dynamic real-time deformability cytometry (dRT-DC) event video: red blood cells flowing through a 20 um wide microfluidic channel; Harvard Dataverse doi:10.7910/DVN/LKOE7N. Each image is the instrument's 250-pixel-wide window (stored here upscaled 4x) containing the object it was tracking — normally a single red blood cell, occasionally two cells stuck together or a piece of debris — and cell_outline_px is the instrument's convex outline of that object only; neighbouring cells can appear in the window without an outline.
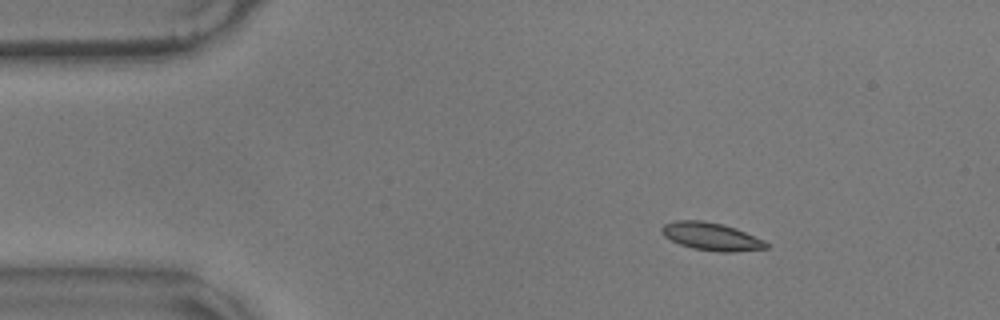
{"species": "common noctule bat (a hibernating species)", "species_latin": "Nyctalus noctula", "temperature_condition": "warm", "stored_images_in_passage": 4, "camera_frame_rate_fps": 3000, "um_per_image_px": 0.085, "animal": {"sex": "male", "body_mass_g": 17.9}, "frame": {"image": 1, "passage_image": 1, "time_ms": 0.0, "image_size_px": [1000, 320], "cell_outline_px": [[768, 248], [732, 252], [720, 252], [692, 248], [680, 244], [664, 236], [660, 232], [660, 228], [664, 224], [676, 220], [704, 220], [724, 224], [736, 228], [764, 240], [768, 244]], "centroid_in_image_um": [60.45, 20.09], "position_along_channel_um": 24.6, "area_um2": 16.99}}